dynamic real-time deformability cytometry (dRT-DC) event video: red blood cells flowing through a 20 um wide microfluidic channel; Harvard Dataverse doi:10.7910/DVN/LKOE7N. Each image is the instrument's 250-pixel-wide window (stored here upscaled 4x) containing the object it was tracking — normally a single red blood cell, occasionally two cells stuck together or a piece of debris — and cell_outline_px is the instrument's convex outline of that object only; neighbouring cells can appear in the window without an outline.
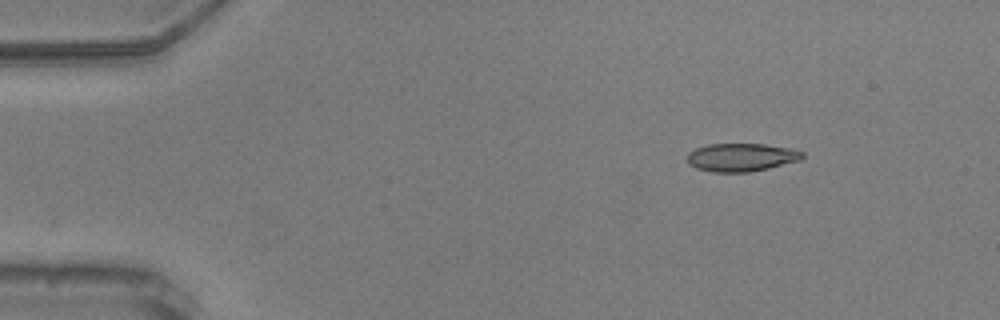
{"species": "common noctule bat (a hibernating species)", "species_latin": "Nyctalus noctula", "temperature_condition": "warm", "stored_images_in_passage": 49, "camera_frame_rate_fps": 3000, "um_per_image_px": 0.085, "animal": {"sex": "male", "body_mass_g": 20.5, "forearm_length_mm": 52.5}, "frame": {"image": 1, "passage_image": 1, "time_ms": 0.0, "image_size_px": [1000, 320], "cell_outline_px": [[804, 156], [800, 160], [768, 168], [748, 172], [712, 172], [696, 168], [688, 164], [688, 152], [696, 148], [708, 144], [764, 144], [792, 148], [804, 152]], "centroid_in_image_um": [63.01, 13.37], "position_along_channel_um": 22.0, "area_um2": 18.9}}
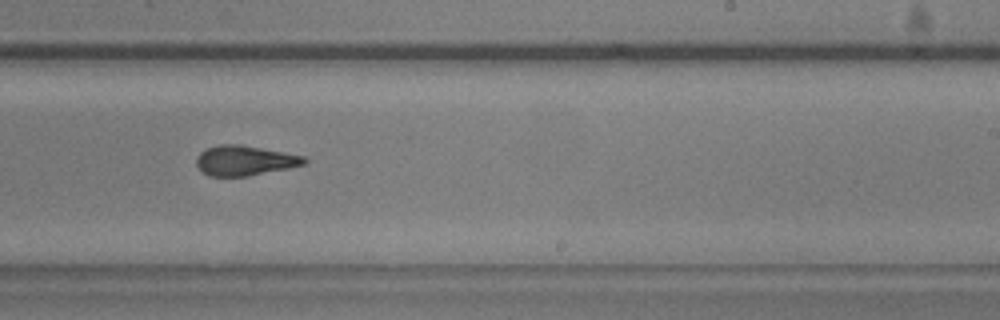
{"frame": {"image": 2, "passage_image": 28, "time_ms": 9.0, "image_size_px": [1000, 320], "cell_outline_px": [[308, 160], [304, 164], [288, 168], [248, 176], [208, 176], [196, 164], [196, 156], [200, 152], [208, 148], [220, 144], [240, 144], [284, 152], [304, 156]], "centroid_in_image_um": [20.79, 13.64], "position_along_channel_um": 268.2, "area_um2": 18.73}}
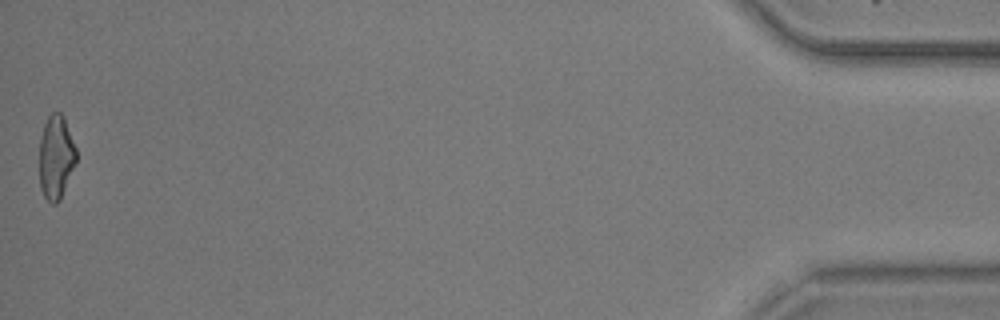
{"frame": {"image": 3, "passage_image": 49, "time_ms": 16.0, "image_size_px": [1000, 320], "cell_outline_px": [[76, 160], [60, 200], [56, 204], [52, 204], [44, 196], [40, 188], [40, 136], [44, 124], [48, 116], [52, 112], [60, 112], [64, 116], [76, 148]], "centroid_in_image_um": [4.75, 13.33], "position_along_channel_um": 430.4, "area_um2": 17.92}, "authors_computed_cell_mechanics": {"area_um2": 19.1896, "velocity_mm_per_s": 3.6617, "shape_relaxation_time_tau1_ms": 4.4265, "shape_relaxation_time_tau2_ms": 2.066, "deformation_change_tau1": 0.1663, "deformation_change_tau2": 0.1025}}